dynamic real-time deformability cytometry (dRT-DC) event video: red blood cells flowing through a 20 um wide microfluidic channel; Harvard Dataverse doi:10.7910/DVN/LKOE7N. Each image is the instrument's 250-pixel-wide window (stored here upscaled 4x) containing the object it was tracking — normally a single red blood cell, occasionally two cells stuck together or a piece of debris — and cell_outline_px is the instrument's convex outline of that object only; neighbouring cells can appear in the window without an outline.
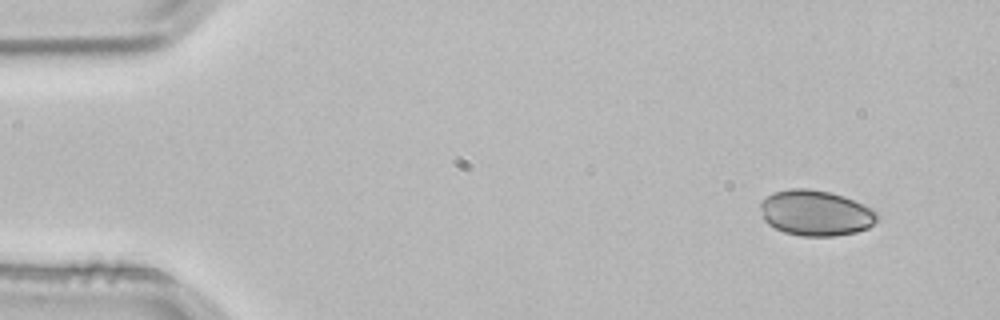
{"species": "common noctule bat (a hibernating species)", "species_latin": "Nyctalus noctula", "temperature_condition": "room temperature", "stored_images_in_passage": 4, "camera_frame_rate_fps": 3000, "um_per_image_px": 0.085, "animal": {"sex": "male", "body_mass_g": 21.5, "forearm_length_mm": 52.0}, "frame": {"image": 1, "passage_image": 4, "time_ms": 1.0, "image_size_px": [1000, 320], "cell_outline_px": [[880, 216], [868, 228], [856, 232], [836, 236], [800, 236], [784, 232], [768, 224], [764, 220], [760, 208], [760, 200], [772, 192], [788, 188], [808, 188], [832, 192], [844, 196], [876, 212]], "centroid_in_image_um": [69.28, 18.09], "position_along_channel_um": 15.7, "area_um2": 31.15}}